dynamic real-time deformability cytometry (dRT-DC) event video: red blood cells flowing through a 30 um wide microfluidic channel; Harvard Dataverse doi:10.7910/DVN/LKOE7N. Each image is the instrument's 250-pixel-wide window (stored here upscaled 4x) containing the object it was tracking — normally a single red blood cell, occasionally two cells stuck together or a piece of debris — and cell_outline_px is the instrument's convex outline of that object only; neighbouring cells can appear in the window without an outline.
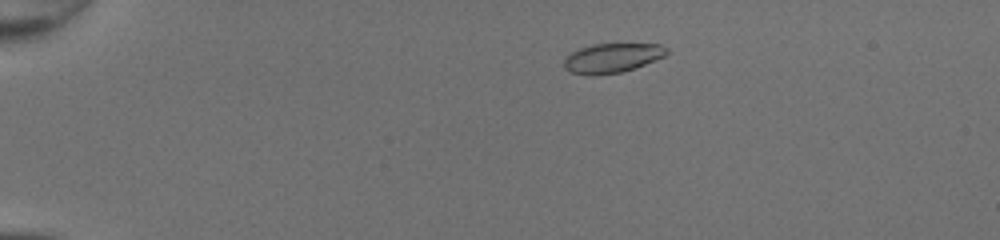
{"species": "common noctule bat (a hibernating species)", "species_latin": "Nyctalus noctula", "temperature_condition": "room temperature", "stored_images_in_passage": 46, "camera_frame_rate_fps": 3000, "um_per_image_px": 0.085, "animal": {"sex": "female", "body_mass_g": 20.0, "forearm_length_mm": 54.0}, "frame": {"image": 1, "passage_image": 7, "time_ms": 2.0, "image_size_px": [1000, 240], "cell_outline_px": [[668, 52], [664, 56], [644, 64], [620, 72], [592, 76], [568, 72], [564, 68], [564, 60], [572, 52], [580, 48], [592, 44], [660, 44], [668, 48]], "centroid_in_image_um": [52.0, 4.93], "position_along_channel_um": 33.0, "area_um2": 17.46}}
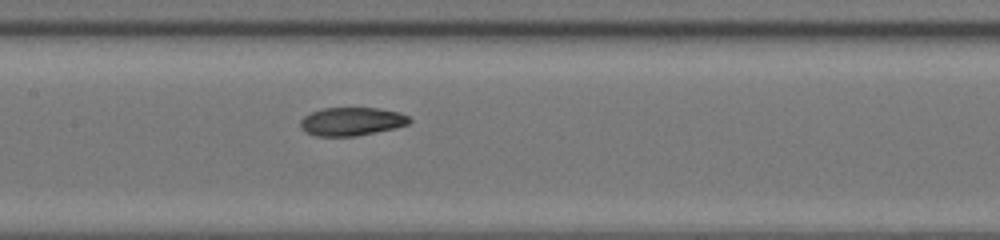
{"frame": {"image": 2, "passage_image": 23, "time_ms": 7.333, "image_size_px": [1000, 240], "cell_outline_px": [[412, 120], [408, 124], [392, 128], [356, 136], [316, 136], [304, 132], [300, 128], [300, 120], [304, 116], [312, 112], [324, 108], [380, 108], [400, 112], [408, 116]], "centroid_in_image_um": [29.86, 10.32], "position_along_channel_um": 177.5, "area_um2": 17.98}}
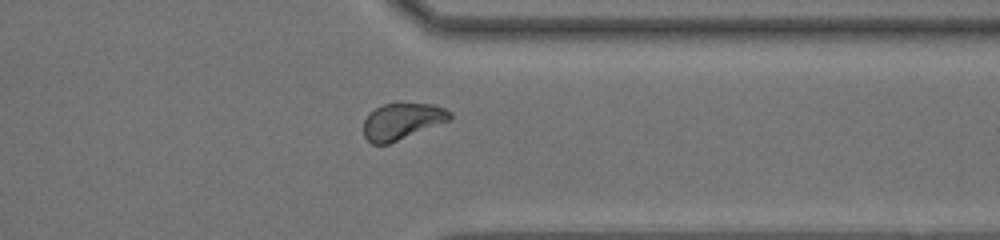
{"frame": {"image": 3, "passage_image": 37, "time_ms": 12.0, "image_size_px": [1000, 240], "cell_outline_px": [[452, 116], [448, 120], [388, 144], [372, 144], [364, 136], [364, 120], [368, 112], [384, 104], [432, 104], [444, 108], [452, 112]], "centroid_in_image_um": [34.13, 10.3], "position_along_channel_um": 377.3, "area_um2": 17.92}, "authors_computed_cell_mechanics": {"area_um2": 18.3226, "velocity_mm_per_s": 4.2991, "shape_relaxation_time_tau1_ms": 5.216, "shape_relaxation_time_tau2_ms": 3.8636, "deformation_change_tau1": 0.1349, "deformation_change_tau2": 0.0838}}